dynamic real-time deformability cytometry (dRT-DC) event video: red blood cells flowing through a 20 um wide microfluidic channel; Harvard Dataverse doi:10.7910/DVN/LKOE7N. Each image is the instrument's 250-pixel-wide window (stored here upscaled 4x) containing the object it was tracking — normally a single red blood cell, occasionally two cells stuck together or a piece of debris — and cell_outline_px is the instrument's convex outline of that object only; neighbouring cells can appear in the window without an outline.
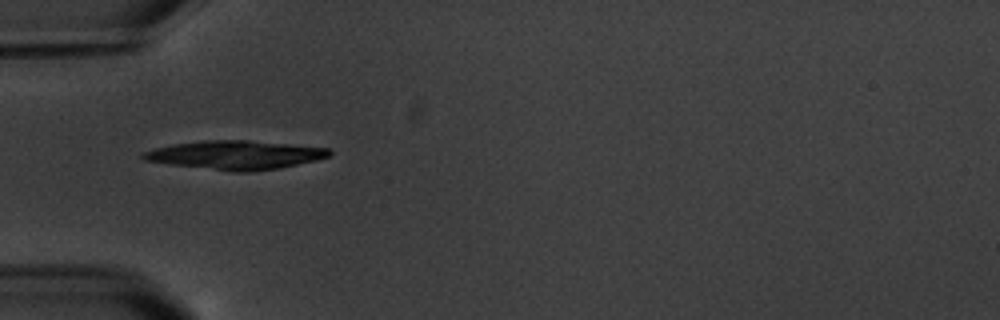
{"species": "common noctule bat (a hibernating species)", "species_latin": "Nyctalus noctula", "temperature_condition": "warm", "stored_images_in_passage": 6, "camera_frame_rate_fps": 3000, "um_per_image_px": 0.085, "animal": {"sex": "male", "body_mass_g": 20.1, "forearm_length_mm": 53.5}, "frame": {"image": 1, "passage_image": 1, "time_ms": 0.0, "image_size_px": [1000, 320], "cell_outline_px": [[332, 152], [328, 156], [316, 160], [280, 168], [248, 172], [232, 172], [172, 164], [144, 160], [140, 156], [144, 152], [156, 148], [172, 144], [204, 140], [248, 140], [328, 148]], "centroid_in_image_um": [20.0, 13.17], "position_along_channel_um": 65.0, "area_um2": 30.92}}
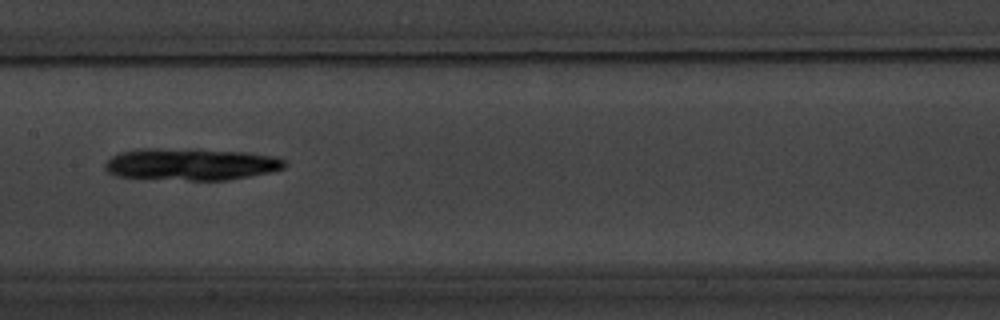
{"frame": {"image": 2, "passage_image": 4, "time_ms": 3.667, "image_size_px": [1000, 320], "cell_outline_px": [[288, 164], [284, 168], [268, 172], [228, 180], [188, 180], [116, 176], [108, 172], [104, 168], [104, 164], [112, 156], [120, 152], [136, 148], [196, 148], [244, 152], [276, 156], [284, 160]], "centroid_in_image_um": [16.22, 13.94], "position_along_channel_um": 191.2, "area_um2": 33.81}}
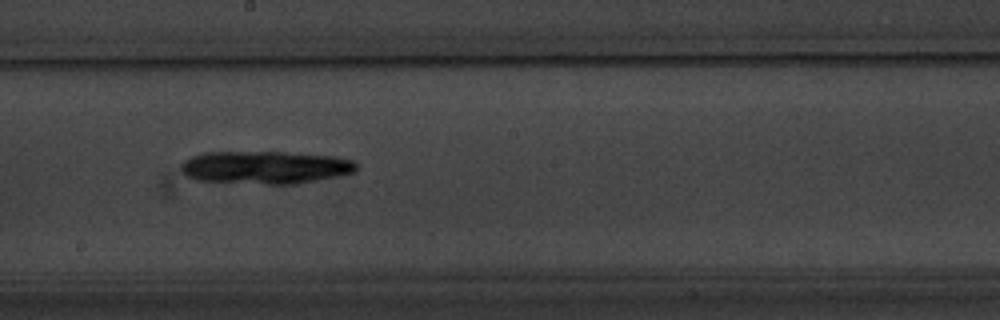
{"frame": {"image": 3, "passage_image": 5, "time_ms": 4.667, "image_size_px": [1000, 320], "cell_outline_px": [[356, 172], [296, 184], [268, 184], [196, 180], [188, 176], [180, 168], [180, 164], [184, 160], [192, 156], [204, 152], [284, 152], [336, 156], [352, 160], [356, 164]], "centroid_in_image_um": [22.54, 14.22], "position_along_channel_um": 225.7, "area_um2": 33.47}}